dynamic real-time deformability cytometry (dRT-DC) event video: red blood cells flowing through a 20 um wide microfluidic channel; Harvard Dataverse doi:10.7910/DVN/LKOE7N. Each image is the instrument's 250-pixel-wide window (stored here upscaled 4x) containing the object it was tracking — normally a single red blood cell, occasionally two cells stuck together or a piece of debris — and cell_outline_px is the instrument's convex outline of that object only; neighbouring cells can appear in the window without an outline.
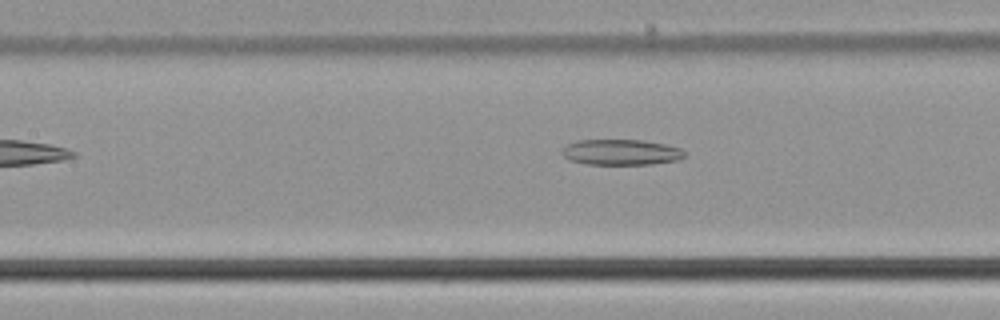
{"species": "common noctule bat (a hibernating species)", "species_latin": "Nyctalus noctula", "temperature_condition": "cold", "stored_images_in_passage": 39, "camera_frame_rate_fps": 3000, "um_per_image_px": 0.085, "animal": {"sex": "male", "body_mass_g": 21.5, "forearm_length_mm": 52.0}, "frame": {"image": 1, "passage_image": 9, "time_ms": 2.667, "image_size_px": [1000, 320], "cell_outline_px": [[684, 156], [680, 160], [648, 164], [588, 164], [568, 160], [560, 152], [568, 144], [576, 140], [644, 140], [664, 144], [680, 148], [684, 152]], "centroid_in_image_um": [52.77, 12.93], "position_along_channel_um": 154.6, "area_um2": 18.26}}
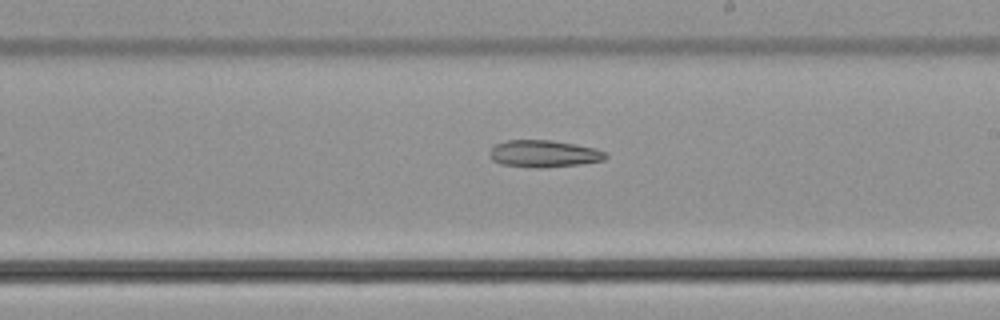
{"frame": {"image": 2, "passage_image": 16, "time_ms": 5.0, "image_size_px": [1000, 320], "cell_outline_px": [[608, 156], [604, 160], [580, 164], [540, 168], [536, 168], [500, 164], [492, 160], [488, 152], [496, 144], [508, 140], [552, 140], [576, 144], [596, 148], [604, 152]], "centroid_in_image_um": [46.22, 13.06], "position_along_channel_um": 242.8, "area_um2": 18.32}}
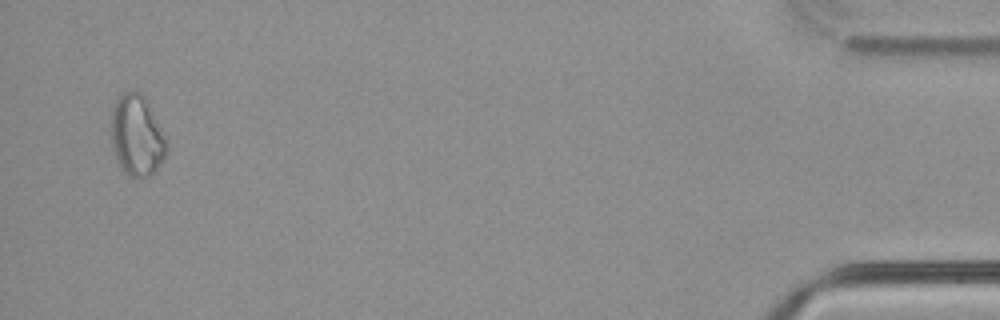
{"frame": {"image": 3, "passage_image": 37, "time_ms": 12.0, "image_size_px": [1000, 320], "cell_outline_px": [[164, 156], [156, 168], [148, 176], [128, 176], [120, 168], [116, 160], [112, 144], [112, 108], [116, 96], [124, 92], [140, 92], [148, 100], [164, 136]], "centroid_in_image_um": [11.58, 11.48], "position_along_channel_um": 423.6, "area_um2": 25.61}}